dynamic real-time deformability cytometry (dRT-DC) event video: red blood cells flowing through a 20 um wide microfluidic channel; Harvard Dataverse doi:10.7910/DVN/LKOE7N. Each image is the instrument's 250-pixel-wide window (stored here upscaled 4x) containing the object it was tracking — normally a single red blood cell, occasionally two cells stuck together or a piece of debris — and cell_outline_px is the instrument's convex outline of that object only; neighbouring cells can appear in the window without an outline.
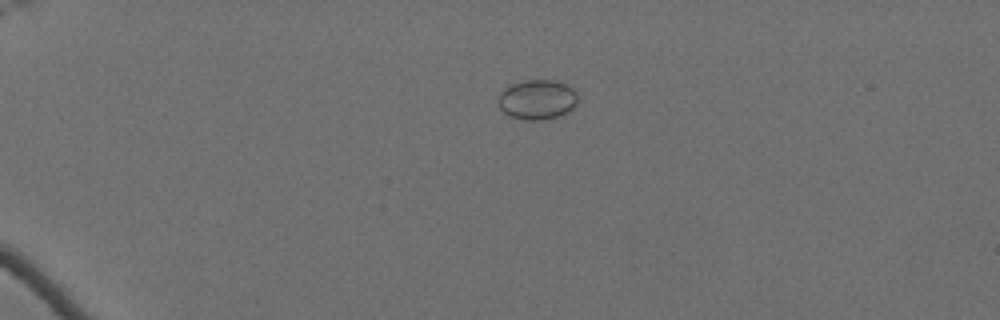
{"species": "Egyptian fruit bat (a non-hibernating species)", "species_latin": "Rousettus aegyptiacus", "temperature_condition": "cold", "stored_images_in_passage": 47, "camera_frame_rate_fps": 3000, "um_per_image_px": 0.085, "animal": {"sex": "female"}, "frame": {"image": 1, "passage_image": 2, "time_ms": 0.333, "image_size_px": [1000, 320], "cell_outline_px": [[576, 104], [568, 112], [560, 116], [544, 120], [524, 120], [508, 116], [496, 104], [496, 100], [500, 92], [508, 84], [524, 80], [556, 80], [568, 84], [576, 92]], "centroid_in_image_um": [45.62, 8.46], "position_along_channel_um": 39.4, "area_um2": 18.96}}
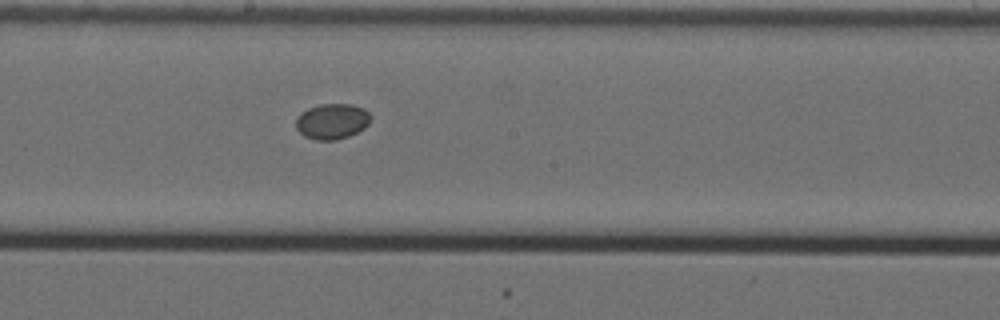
{"frame": {"image": 2, "passage_image": 23, "time_ms": 7.333, "image_size_px": [1000, 320], "cell_outline_px": [[372, 120], [364, 128], [348, 136], [336, 140], [316, 140], [304, 136], [296, 128], [296, 116], [300, 112], [308, 108], [320, 104], [352, 104], [364, 108], [372, 116]], "centroid_in_image_um": [28.23, 10.3], "position_along_channel_um": 220.0, "area_um2": 15.66}}
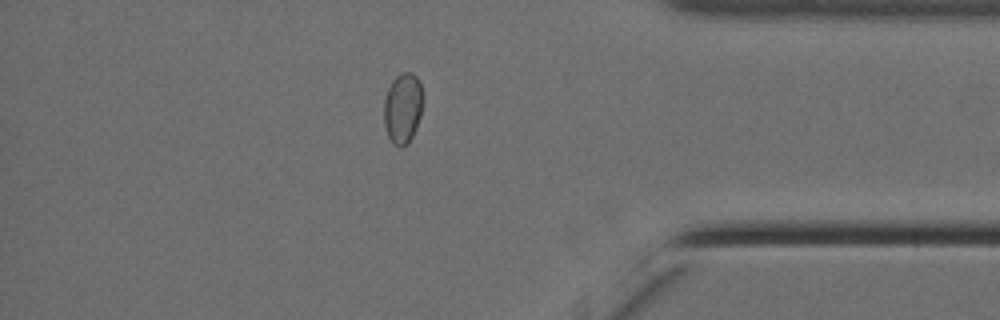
{"frame": {"image": 3, "passage_image": 40, "time_ms": 13.0, "image_size_px": [1000, 320], "cell_outline_px": [[424, 100], [420, 116], [416, 128], [408, 144], [400, 148], [388, 136], [384, 124], [384, 100], [388, 88], [392, 80], [396, 76], [404, 72], [412, 72], [416, 76], [420, 84]], "centroid_in_image_um": [34.25, 9.17], "position_along_channel_um": 401.0, "area_um2": 16.07}, "authors_computed_cell_mechanics": {"area_um2": 15.7794, "velocity_mm_per_s": 3.4857, "shape_relaxation_time_tau1_ms": null, "shape_relaxation_time_tau2_ms": 1.836, "deformation_change_tau1": null, "deformation_change_tau2": 0.0123}}